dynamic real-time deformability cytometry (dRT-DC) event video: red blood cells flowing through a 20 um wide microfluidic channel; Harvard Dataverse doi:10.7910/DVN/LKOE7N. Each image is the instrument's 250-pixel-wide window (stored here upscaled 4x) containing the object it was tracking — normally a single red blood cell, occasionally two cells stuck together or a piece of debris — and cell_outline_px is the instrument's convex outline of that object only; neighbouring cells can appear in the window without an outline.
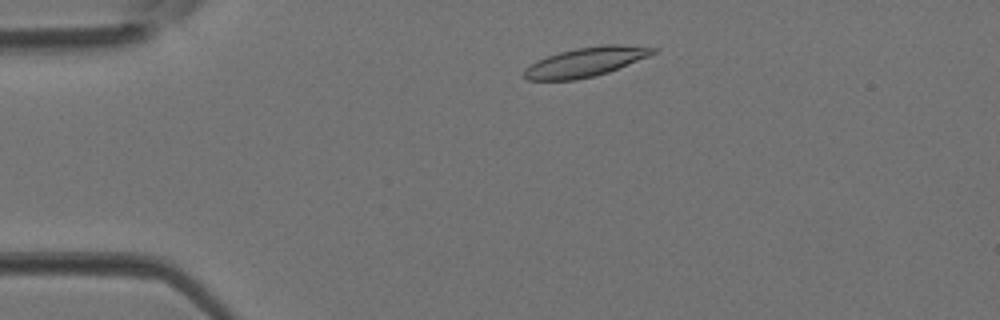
{"species": "Egyptian fruit bat (a non-hibernating species)", "species_latin": "Rousettus aegyptiacus", "temperature_condition": "room temperature", "stored_images_in_passage": 2, "camera_frame_rate_fps": 3000, "um_per_image_px": 0.085, "animal": {"sex": "female"}, "frame": {"image": 1, "passage_image": 1, "time_ms": 0.0, "image_size_px": [1000, 320], "cell_outline_px": [[656, 52], [648, 56], [608, 72], [576, 80], [528, 80], [524, 76], [524, 68], [548, 56], [560, 52], [576, 48], [604, 44], [620, 44], [656, 48]], "centroid_in_image_um": [49.78, 5.26], "position_along_channel_um": 35.2, "area_um2": 21.62}}